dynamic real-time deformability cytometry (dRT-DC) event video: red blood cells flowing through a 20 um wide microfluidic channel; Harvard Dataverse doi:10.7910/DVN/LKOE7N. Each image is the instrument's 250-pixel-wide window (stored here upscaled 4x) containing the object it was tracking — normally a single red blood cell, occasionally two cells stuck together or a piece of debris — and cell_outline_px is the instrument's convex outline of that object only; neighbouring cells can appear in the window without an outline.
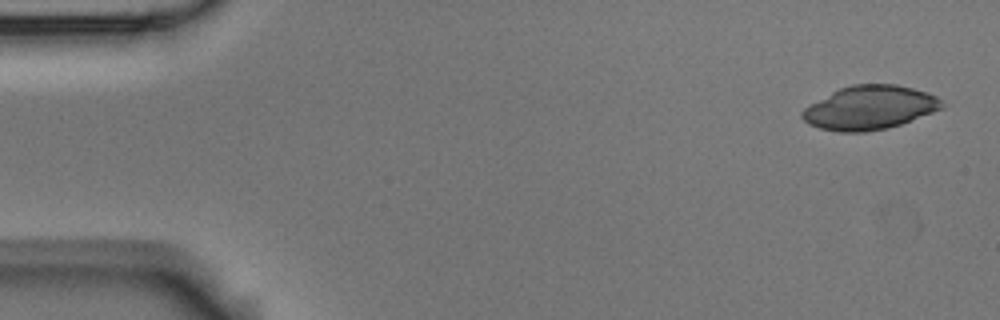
{"species": "Egyptian fruit bat (a non-hibernating species)", "species_latin": "Rousettus aegyptiacus", "temperature_condition": "room temperature", "stored_images_in_passage": 6, "camera_frame_rate_fps": 3000, "um_per_image_px": 0.085, "animal": {"sex": "male"}, "frame": {"image": 1, "passage_image": 1, "time_ms": 0.0, "image_size_px": [1000, 320], "cell_outline_px": [[944, 108], [900, 124], [888, 128], [864, 132], [840, 132], [820, 128], [808, 124], [800, 116], [800, 112], [804, 108], [832, 92], [840, 88], [852, 84], [896, 84], [912, 88], [936, 96], [944, 104]], "centroid_in_image_um": [73.9, 9.16], "position_along_channel_um": 11.1, "area_um2": 35.43}}